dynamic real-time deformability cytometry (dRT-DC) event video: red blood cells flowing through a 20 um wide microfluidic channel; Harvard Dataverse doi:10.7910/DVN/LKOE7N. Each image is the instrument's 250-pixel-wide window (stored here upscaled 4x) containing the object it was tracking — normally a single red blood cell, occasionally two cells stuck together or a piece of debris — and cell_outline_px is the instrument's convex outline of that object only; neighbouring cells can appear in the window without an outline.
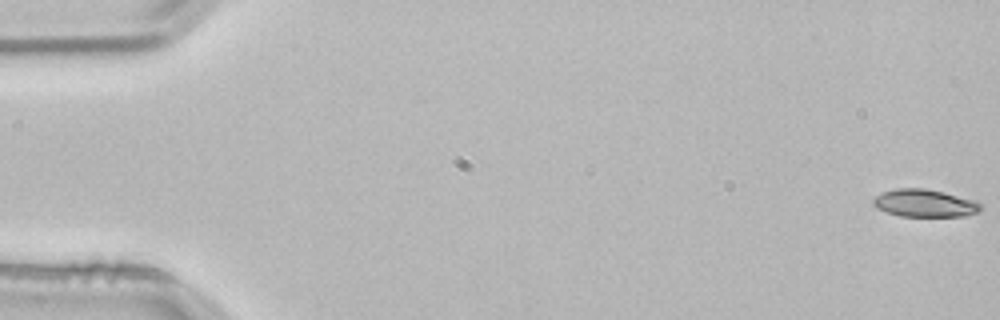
{"species": "common noctule bat (a hibernating species)", "species_latin": "Nyctalus noctula", "temperature_condition": "room temperature", "stored_images_in_passage": 4, "camera_frame_rate_fps": 3000, "um_per_image_px": 0.085, "animal": {"sex": "male", "body_mass_g": 21.5, "forearm_length_mm": 52.0}, "frame": {"image": 1, "passage_image": 1, "time_ms": 0.0, "image_size_px": [1000, 320], "cell_outline_px": [[984, 208], [980, 212], [964, 216], [900, 216], [876, 208], [872, 204], [872, 200], [876, 196], [884, 192], [896, 188], [924, 188], [944, 192], [976, 200]], "centroid_in_image_um": [78.64, 17.27], "position_along_channel_um": 6.4, "area_um2": 17.4}}
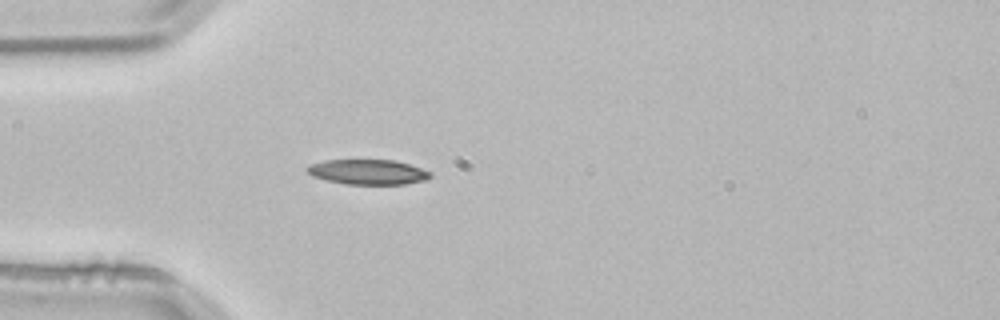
{"frame": {"image": 2, "passage_image": 4, "time_ms": 1.0, "image_size_px": [1000, 320], "cell_outline_px": [[432, 176], [428, 180], [404, 184], [344, 184], [312, 176], [304, 168], [308, 164], [324, 160], [396, 160], [432, 172]], "centroid_in_image_um": [31.27, 14.61], "position_along_channel_um": 53.7, "area_um2": 18.09}}